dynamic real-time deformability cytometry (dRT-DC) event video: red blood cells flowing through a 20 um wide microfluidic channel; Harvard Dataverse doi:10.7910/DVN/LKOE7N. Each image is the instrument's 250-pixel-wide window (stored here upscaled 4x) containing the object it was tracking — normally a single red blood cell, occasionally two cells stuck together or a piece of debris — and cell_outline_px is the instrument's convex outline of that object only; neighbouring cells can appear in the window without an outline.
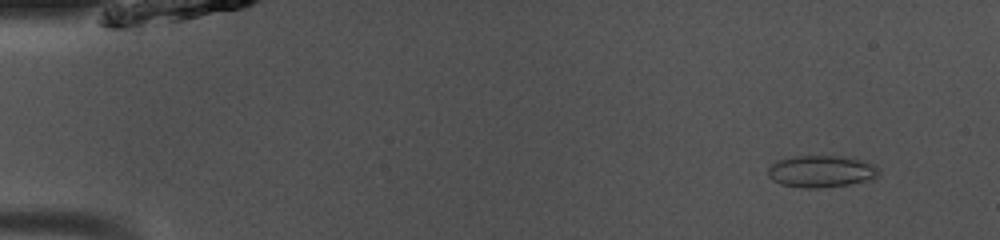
{"species": "common noctule bat (a hibernating species)", "species_latin": "Nyctalus noctula", "temperature_condition": "room temperature", "stored_images_in_passage": 49, "camera_frame_rate_fps": 3000, "um_per_image_px": 0.085, "animal": {"sex": "male", "body_mass_g": 13.0, "forearm_length_mm": 53.1}, "frame": {"image": 1, "passage_image": 5, "time_ms": 1.333, "image_size_px": [1000, 240], "cell_outline_px": [[880, 172], [872, 180], [848, 184], [816, 188], [804, 188], [780, 184], [772, 180], [768, 176], [768, 168], [776, 160], [796, 156], [844, 156], [864, 160], [876, 164], [880, 168]], "centroid_in_image_um": [69.84, 14.56], "position_along_channel_um": 15.2, "area_um2": 20.87}}
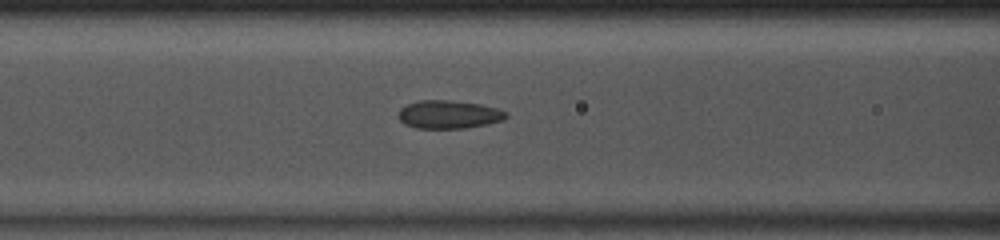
{"frame": {"image": 2, "passage_image": 21, "time_ms": 6.667, "image_size_px": [1000, 240], "cell_outline_px": [[508, 116], [504, 120], [488, 124], [464, 128], [416, 128], [404, 124], [400, 120], [400, 108], [408, 104], [420, 100], [448, 100], [480, 104], [496, 108], [508, 112]], "centroid_in_image_um": [38.18, 9.73], "position_along_channel_um": 128.4, "area_um2": 17.63}}
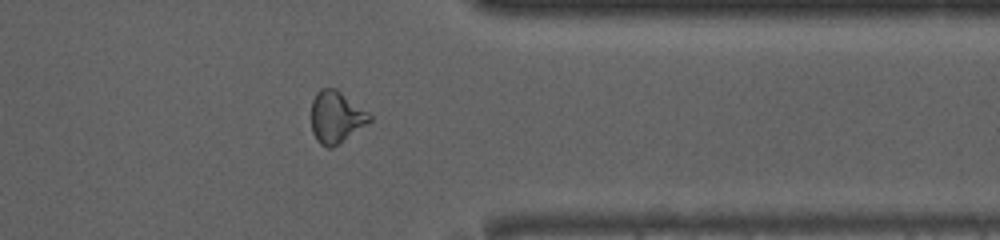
{"frame": {"image": 3, "passage_image": 40, "time_ms": 13.0, "image_size_px": [1000, 240], "cell_outline_px": [[372, 120], [332, 148], [328, 148], [320, 144], [316, 140], [312, 132], [312, 100], [316, 92], [320, 88], [336, 88], [368, 112], [372, 116]], "centroid_in_image_um": [28.55, 9.94], "position_along_channel_um": 382.8, "area_um2": 17.51}, "authors_computed_cell_mechanics": {"area_um2": 18.1492, "velocity_mm_per_s": 4.1083, "shape_relaxation_time_tau1_ms": null, "shape_relaxation_time_tau2_ms": 1.2459, "deformation_change_tau1": null, "deformation_change_tau2": 0.0755}}